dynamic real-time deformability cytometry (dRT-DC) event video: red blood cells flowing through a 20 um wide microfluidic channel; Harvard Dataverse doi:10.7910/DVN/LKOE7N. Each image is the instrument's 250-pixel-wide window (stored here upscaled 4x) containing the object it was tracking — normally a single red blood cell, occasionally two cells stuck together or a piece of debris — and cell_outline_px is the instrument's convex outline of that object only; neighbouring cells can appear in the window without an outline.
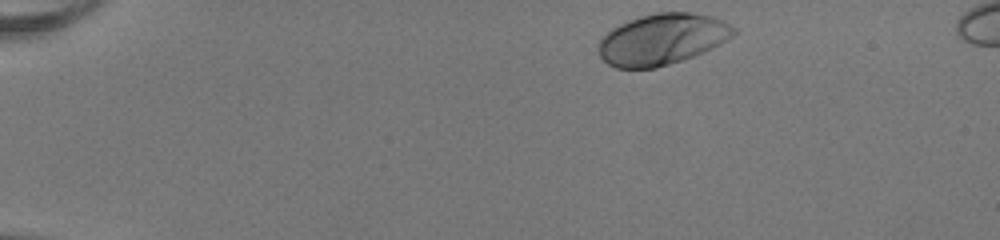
{"species": "human", "species_latin": "Homo sapiens", "temperature_condition": "room temperature", "stored_images_in_passage": 44, "camera_frame_rate_fps": 3000, "um_per_image_px": 0.085, "donor": {"sex": "female"}, "frame": {"image": 1, "passage_image": 1, "time_ms": 0.0, "image_size_px": [1000, 240], "cell_outline_px": [[736, 32], [728, 40], [704, 52], [656, 68], [616, 68], [608, 64], [600, 56], [596, 48], [600, 40], [612, 28], [620, 24], [640, 16], [656, 12], [688, 12], [712, 16], [736, 28]], "centroid_in_image_um": [56.27, 3.34], "position_along_channel_um": 28.7, "area_um2": 40.06}}
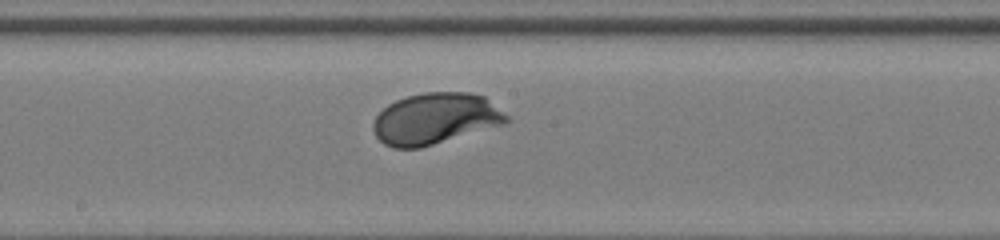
{"frame": {"image": 2, "passage_image": 22, "time_ms": 7.0, "image_size_px": [1000, 240], "cell_outline_px": [[508, 120], [504, 124], [420, 148], [392, 148], [384, 144], [376, 136], [372, 128], [372, 124], [376, 116], [388, 104], [396, 100], [408, 96], [424, 92], [468, 92], [484, 96], [508, 116]], "centroid_in_image_um": [36.97, 10.09], "position_along_channel_um": 211.2, "area_um2": 39.59}}
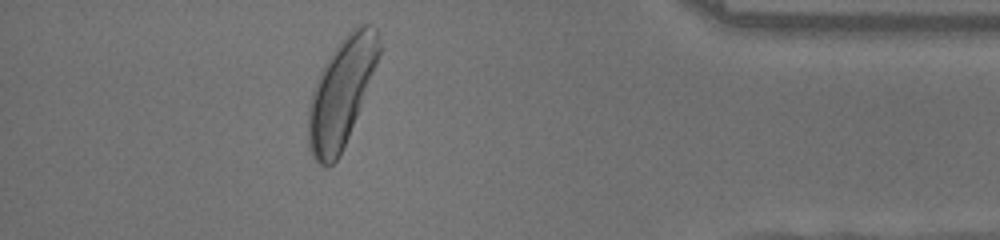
{"frame": {"image": 3, "passage_image": 39, "time_ms": 12.667, "image_size_px": [1000, 240], "cell_outline_px": [[380, 52], [376, 64], [356, 116], [340, 156], [328, 168], [324, 168], [312, 156], [308, 148], [308, 108], [312, 88], [328, 56], [340, 40], [352, 28], [360, 24], [368, 24], [376, 28], [380, 40]], "centroid_in_image_um": [28.98, 7.86], "position_along_channel_um": 406.2, "area_um2": 44.1}, "authors_computed_cell_mechanics": {"area_um2": 39.5641, "velocity_mm_per_s": 3.9879, "shape_relaxation_time_tau1_ms": 1.4238, "shape_relaxation_time_tau2_ms": null, "deformation_change_tau1": 0.1243, "deformation_change_tau2": null}}